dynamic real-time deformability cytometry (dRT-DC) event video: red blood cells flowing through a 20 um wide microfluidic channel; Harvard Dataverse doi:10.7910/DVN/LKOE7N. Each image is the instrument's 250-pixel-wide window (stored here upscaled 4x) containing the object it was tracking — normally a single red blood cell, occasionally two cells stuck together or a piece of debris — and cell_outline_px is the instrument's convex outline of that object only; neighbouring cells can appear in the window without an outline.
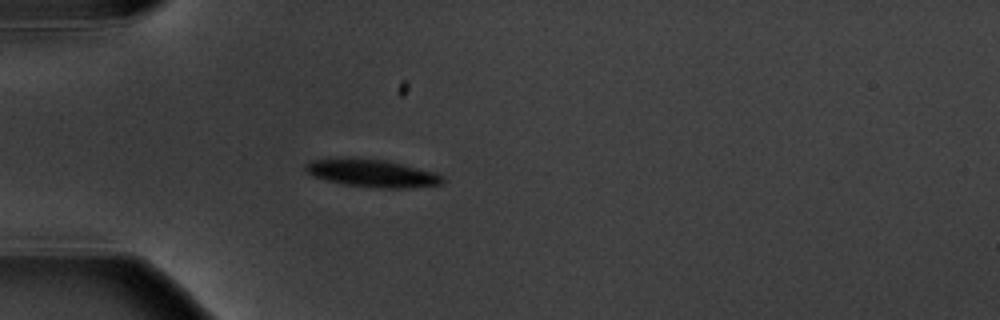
{"species": "common noctule bat (a hibernating species)", "species_latin": "Nyctalus noctula", "temperature_condition": "warm", "stored_images_in_passage": 6, "camera_frame_rate_fps": 3000, "um_per_image_px": 0.085, "animal": {"sex": "male", "body_mass_g": 20.1, "forearm_length_mm": 53.5}, "frame": {"image": 1, "passage_image": 6, "time_ms": 5.667, "image_size_px": [1000, 320], "cell_outline_px": [[444, 184], [404, 188], [380, 188], [344, 184], [312, 176], [304, 168], [304, 164], [312, 160], [340, 156], [348, 156], [384, 160], [436, 172], [444, 176]], "centroid_in_image_um": [31.6, 14.69], "position_along_channel_um": 53.4, "area_um2": 22.43}}